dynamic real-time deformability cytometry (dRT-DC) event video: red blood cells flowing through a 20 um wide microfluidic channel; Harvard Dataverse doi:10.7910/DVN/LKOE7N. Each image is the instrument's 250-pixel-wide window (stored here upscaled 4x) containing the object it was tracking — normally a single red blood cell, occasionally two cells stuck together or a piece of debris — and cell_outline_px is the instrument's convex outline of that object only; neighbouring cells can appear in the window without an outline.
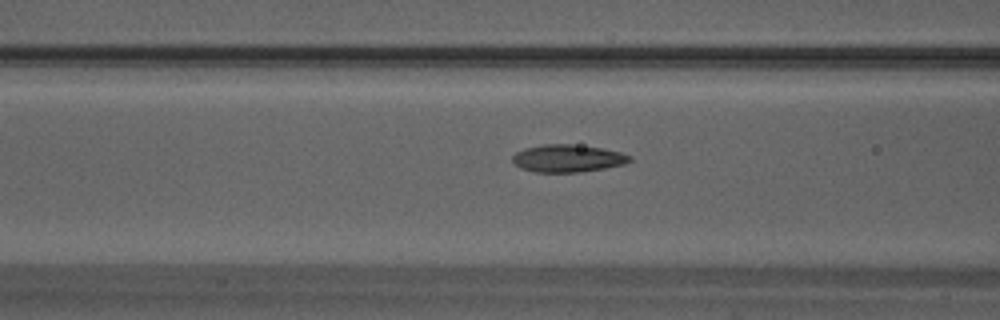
{"species": "Egyptian fruit bat (a non-hibernating species)", "species_latin": "Rousettus aegyptiacus", "temperature_condition": "warm", "stored_images_in_passage": 46, "camera_frame_rate_fps": 3000, "um_per_image_px": 0.085, "animal": {"sex": "male"}, "frame": {"image": 1, "passage_image": 20, "time_ms": 6.333, "image_size_px": [1000, 320], "cell_outline_px": [[632, 160], [624, 164], [604, 168], [580, 172], [536, 172], [520, 168], [512, 160], [512, 156], [516, 152], [524, 148], [544, 144], [572, 144], [600, 148], [620, 152], [632, 156]], "centroid_in_image_um": [48.24, 13.46], "position_along_channel_um": 118.4, "area_um2": 18.73}}
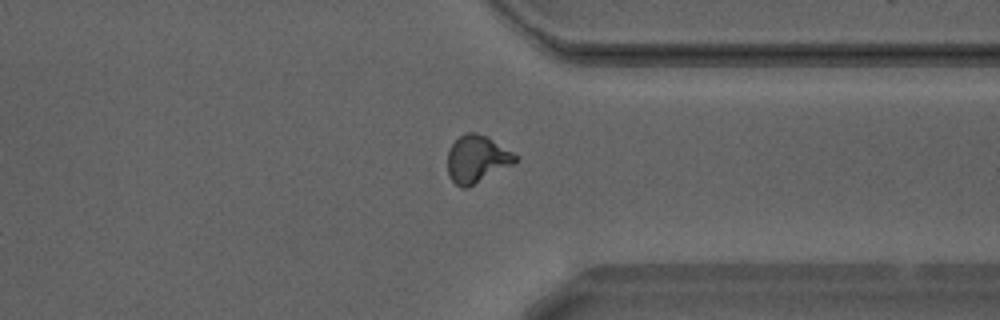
{"frame": {"image": 2, "passage_image": 38, "time_ms": 12.333, "image_size_px": [1000, 320], "cell_outline_px": [[520, 156], [512, 164], [468, 188], [460, 188], [448, 176], [448, 148], [464, 132], [476, 132], [488, 136]], "centroid_in_image_um": [40.53, 13.5], "position_along_channel_um": 370.9, "area_um2": 18.84}}
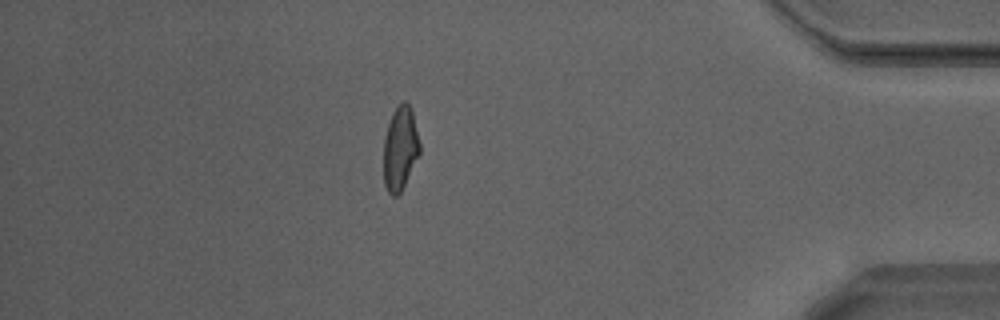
{"frame": {"image": 3, "passage_image": 43, "time_ms": 14.0, "image_size_px": [1000, 320], "cell_outline_px": [[420, 152], [400, 192], [396, 196], [392, 196], [388, 192], [384, 184], [384, 136], [392, 112], [404, 100], [408, 104], [412, 112], [420, 144]], "centroid_in_image_um": [34.0, 12.61], "position_along_channel_um": 401.2, "area_um2": 17.34}}